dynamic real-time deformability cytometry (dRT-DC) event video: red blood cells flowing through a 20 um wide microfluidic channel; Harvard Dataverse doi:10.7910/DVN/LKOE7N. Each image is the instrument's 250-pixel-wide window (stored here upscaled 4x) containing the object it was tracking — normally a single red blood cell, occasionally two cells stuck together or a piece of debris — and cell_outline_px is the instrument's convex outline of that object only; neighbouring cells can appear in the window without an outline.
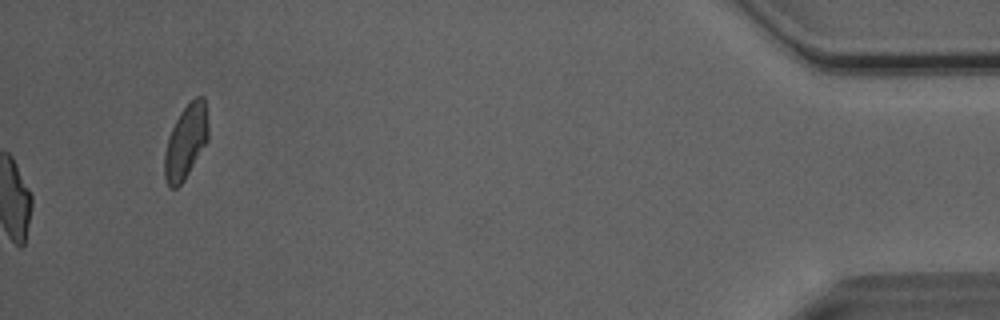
{"species": "Egyptian fruit bat (a non-hibernating species)", "species_latin": "Rousettus aegyptiacus", "temperature_condition": "room temperature", "stored_images_in_passage": 50, "camera_frame_rate_fps": 3000, "um_per_image_px": 0.085, "animal": {"sex": "male"}, "frame": {"image": 1, "passage_image": 50, "time_ms": 16.333, "image_size_px": [1000, 320], "cell_outline_px": [[208, 140], [184, 180], [176, 188], [168, 188], [164, 176], [164, 152], [168, 136], [180, 112], [196, 96], [204, 96], [208, 124]], "centroid_in_image_um": [15.78, 12.06], "position_along_channel_um": 419.4, "area_um2": 18.84}, "authors_computed_cell_mechanics": {"area_um2": 19.5942, "velocity_mm_per_s": 4.0742, "shape_relaxation_time_tau1_ms": 10.6625, "shape_relaxation_time_tau2_ms": 1.4288, "deformation_change_tau1": 0.2665, "deformation_change_tau2": 0.0871}}